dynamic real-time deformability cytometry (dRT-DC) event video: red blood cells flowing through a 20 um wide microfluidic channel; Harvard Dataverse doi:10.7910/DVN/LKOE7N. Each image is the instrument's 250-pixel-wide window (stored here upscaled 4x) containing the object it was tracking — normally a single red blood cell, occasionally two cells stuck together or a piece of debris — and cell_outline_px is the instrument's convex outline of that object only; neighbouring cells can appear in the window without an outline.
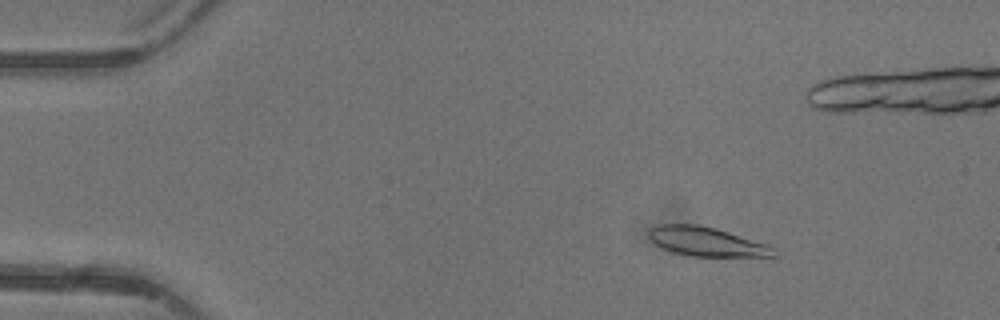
{"species": "common noctule bat (a hibernating species)", "species_latin": "Nyctalus noctula", "temperature_condition": "warm", "stored_images_in_passage": 6, "camera_frame_rate_fps": 3000, "um_per_image_px": 0.085, "animal": {"sex": "female"}, "frame": {"image": 1, "passage_image": 3, "time_ms": 2.333, "image_size_px": [1000, 320], "cell_outline_px": [[776, 256], [772, 260], [688, 256], [672, 252], [656, 244], [648, 236], [648, 228], [656, 224], [700, 224], [716, 228], [776, 248]], "centroid_in_image_um": [60.18, 20.6], "position_along_channel_um": 24.8, "area_um2": 22.37}}